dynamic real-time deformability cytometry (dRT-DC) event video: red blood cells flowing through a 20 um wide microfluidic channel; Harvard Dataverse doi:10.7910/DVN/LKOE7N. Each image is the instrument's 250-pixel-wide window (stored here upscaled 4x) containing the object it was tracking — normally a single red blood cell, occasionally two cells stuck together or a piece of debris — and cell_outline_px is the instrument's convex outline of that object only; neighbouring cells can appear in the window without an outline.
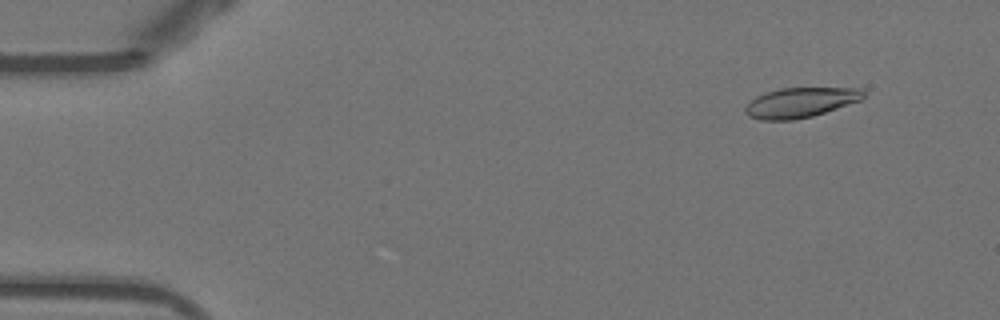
{"species": "Egyptian fruit bat (a non-hibernating species)", "species_latin": "Rousettus aegyptiacus", "temperature_condition": "warm", "stored_images_in_passage": 49, "camera_frame_rate_fps": 3000, "um_per_image_px": 0.085, "animal": {"sex": "female"}, "frame": {"image": 1, "passage_image": 2, "time_ms": 0.333, "image_size_px": [1000, 320], "cell_outline_px": [[864, 96], [860, 100], [812, 116], [792, 120], [760, 120], [748, 116], [744, 112], [744, 108], [756, 96], [764, 92], [780, 88], [860, 88], [864, 92]], "centroid_in_image_um": [67.98, 8.71], "position_along_channel_um": 17.0, "area_um2": 20.46}}
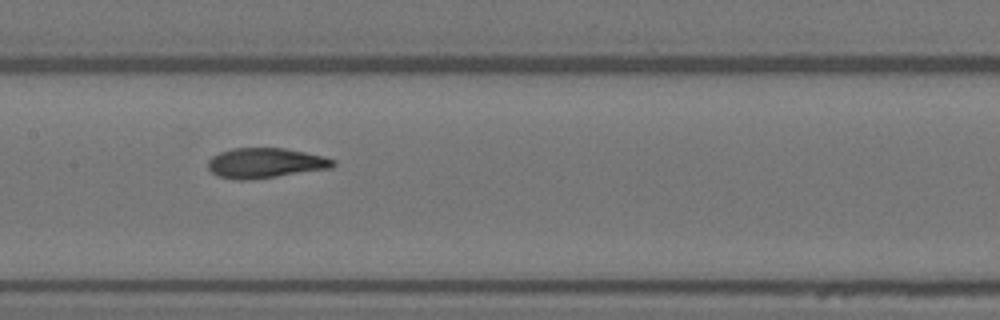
{"frame": {"image": 2, "passage_image": 23, "time_ms": 7.333, "image_size_px": [1000, 320], "cell_outline_px": [[336, 164], [332, 168], [276, 176], [244, 180], [240, 180], [216, 176], [208, 168], [208, 160], [212, 156], [220, 152], [232, 148], [284, 148], [324, 156], [336, 160]], "centroid_in_image_um": [22.55, 13.85], "position_along_channel_um": 184.8, "area_um2": 21.85}}
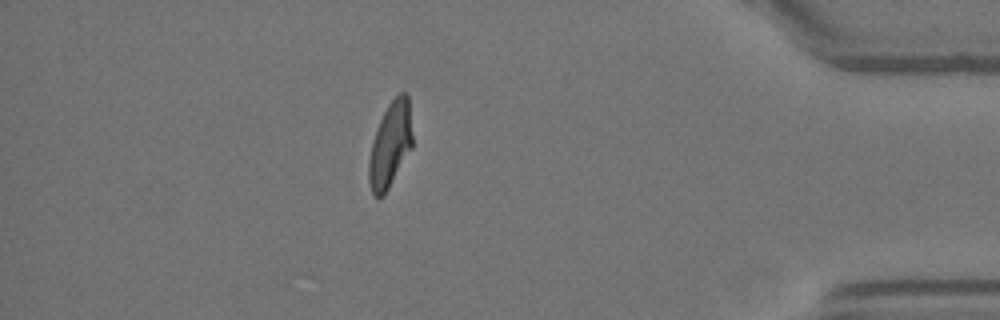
{"frame": {"image": 3, "passage_image": 43, "time_ms": 14.0, "image_size_px": [1000, 320], "cell_outline_px": [[412, 148], [384, 196], [376, 196], [372, 192], [368, 180], [368, 160], [372, 140], [380, 120], [388, 104], [400, 92], [404, 92], [408, 96], [412, 136]], "centroid_in_image_um": [33.16, 12.32], "position_along_channel_um": 402.0, "area_um2": 21.56}, "authors_computed_cell_mechanics": {"area_um2": 21.9062, "velocity_mm_per_s": 3.8771, "shape_relaxation_time_tau1_ms": null, "shape_relaxation_time_tau2_ms": 1.1349, "deformation_change_tau1": null, "deformation_change_tau2": 0.0794}}